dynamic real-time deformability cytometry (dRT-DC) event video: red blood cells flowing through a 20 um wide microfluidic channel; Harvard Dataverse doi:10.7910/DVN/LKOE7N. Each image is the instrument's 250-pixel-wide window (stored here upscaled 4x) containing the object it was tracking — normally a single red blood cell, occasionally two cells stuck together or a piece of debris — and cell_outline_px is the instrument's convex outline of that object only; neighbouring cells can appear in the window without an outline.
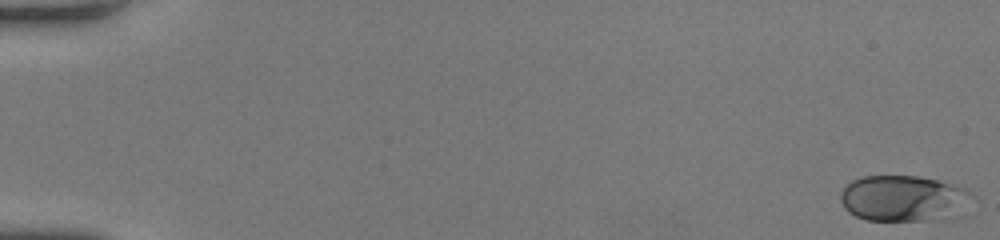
{"species": "human", "species_latin": "Homo sapiens", "temperature_condition": "room temperature", "stored_images_in_passage": 51, "camera_frame_rate_fps": 3000, "um_per_image_px": 0.085, "donor": {"sex": "female"}, "frame": {"image": 1, "passage_image": 1, "time_ms": 0.0, "image_size_px": [1000, 240], "cell_outline_px": [[972, 192], [924, 220], [868, 220], [856, 216], [848, 212], [844, 208], [840, 200], [840, 192], [852, 180], [864, 176], [916, 176], [956, 184], [968, 188]], "centroid_in_image_um": [76.42, 16.77], "position_along_channel_um": 8.6, "area_um2": 32.37}}
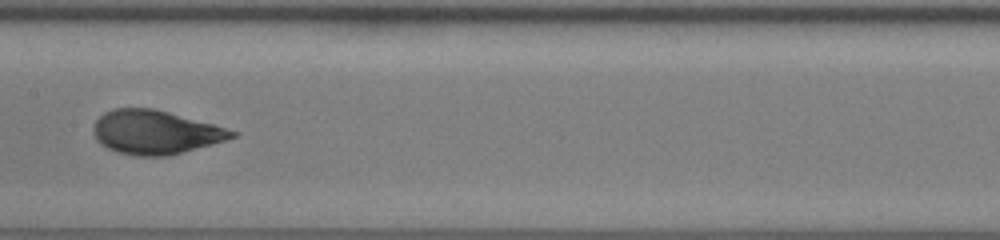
{"frame": {"image": 2, "passage_image": 28, "time_ms": 9.0, "image_size_px": [1000, 240], "cell_outline_px": [[240, 132], [236, 136], [212, 144], [168, 156], [136, 156], [120, 152], [108, 148], [100, 144], [96, 140], [96, 120], [104, 112], [116, 108], [152, 108], [168, 112], [212, 124]], "centroid_in_image_um": [13.22, 11.24], "position_along_channel_um": 194.2, "area_um2": 34.8}}
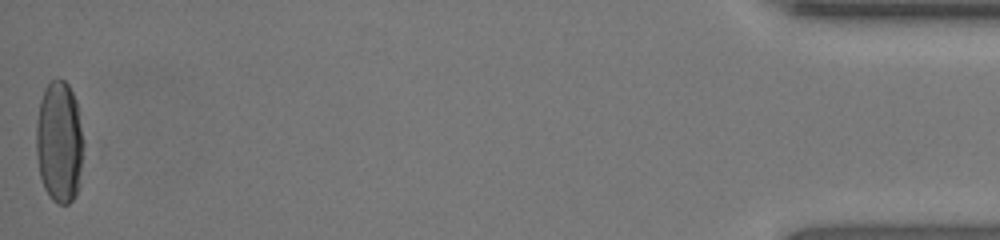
{"frame": {"image": 3, "passage_image": 51, "time_ms": 16.667, "image_size_px": [1000, 240], "cell_outline_px": [[84, 144], [80, 184], [76, 196], [68, 204], [60, 204], [52, 200], [48, 196], [44, 188], [40, 176], [36, 156], [36, 120], [40, 100], [44, 88], [56, 76], [64, 80], [68, 84], [76, 100], [84, 140]], "centroid_in_image_um": [5.05, 12.08], "position_along_channel_um": 430.2, "area_um2": 34.45}, "authors_computed_cell_mechanics": {"area_um2": 34.5066, "velocity_mm_per_s": 4.2511, "shape_relaxation_time_tau1_ms": 3.314, "shape_relaxation_time_tau2_ms": 0.683, "deformation_change_tau1": 0.1675, "deformation_change_tau2": 0.0692}}